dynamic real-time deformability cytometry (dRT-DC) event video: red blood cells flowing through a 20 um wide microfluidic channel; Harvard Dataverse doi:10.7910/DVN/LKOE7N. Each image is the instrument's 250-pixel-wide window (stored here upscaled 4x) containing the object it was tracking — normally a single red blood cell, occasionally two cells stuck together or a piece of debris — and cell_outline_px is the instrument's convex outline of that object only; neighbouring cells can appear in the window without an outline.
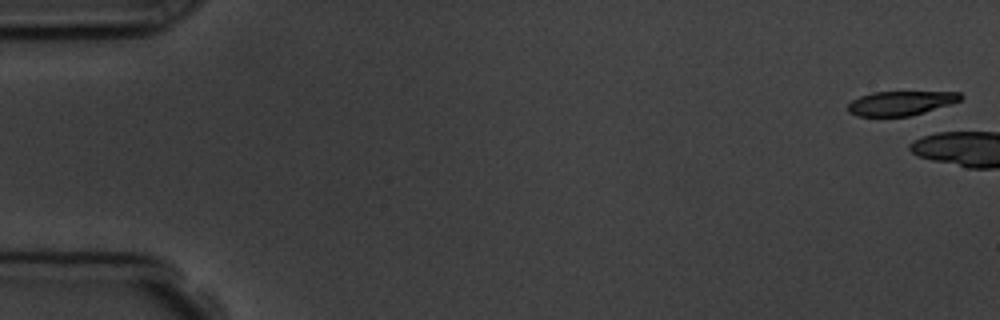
{"species": "common noctule bat (a hibernating species)", "species_latin": "Nyctalus noctula", "temperature_condition": "room temperature", "stored_images_in_passage": 7, "camera_frame_rate_fps": 3000, "um_per_image_px": 0.085, "animal": {"sex": "male", "body_mass_g": 19.5, "forearm_length_mm": 54.6}, "frame": {"image": 1, "passage_image": 1, "time_ms": 0.0, "image_size_px": [1000, 320], "cell_outline_px": [[964, 96], [960, 100], [924, 112], [908, 116], [856, 116], [848, 112], [848, 104], [852, 100], [860, 96], [872, 92], [960, 92]], "centroid_in_image_um": [76.52, 8.76], "position_along_channel_um": 8.5, "area_um2": 15.78}}
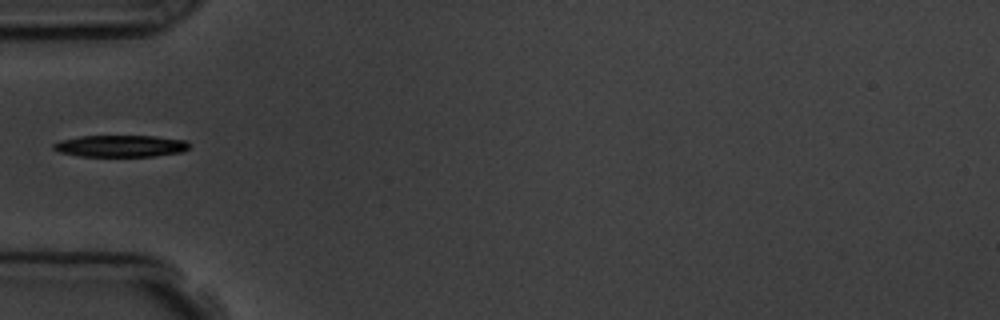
{"frame": {"image": 2, "passage_image": 7, "time_ms": 7.0, "image_size_px": [1000, 320], "cell_outline_px": [[188, 148], [184, 152], [156, 156], [80, 156], [60, 152], [52, 148], [52, 144], [60, 140], [80, 136], [156, 136], [188, 140]], "centroid_in_image_um": [10.28, 12.41], "position_along_channel_um": 74.7, "area_um2": 17.34}}